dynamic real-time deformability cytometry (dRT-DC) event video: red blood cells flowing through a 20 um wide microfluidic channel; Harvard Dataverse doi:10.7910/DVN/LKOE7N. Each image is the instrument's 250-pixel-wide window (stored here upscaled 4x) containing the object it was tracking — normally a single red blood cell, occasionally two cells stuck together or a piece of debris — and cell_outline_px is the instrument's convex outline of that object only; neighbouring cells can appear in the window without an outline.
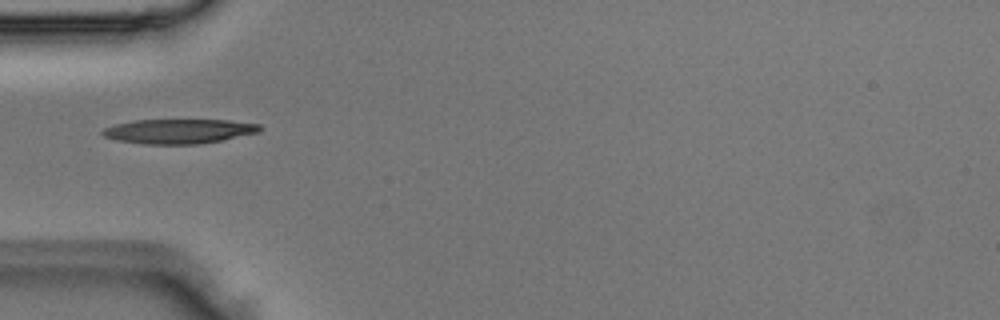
{"species": "Egyptian fruit bat (a non-hibernating species)", "species_latin": "Rousettus aegyptiacus", "temperature_condition": "room temperature", "stored_images_in_passage": 4, "camera_frame_rate_fps": 3000, "um_per_image_px": 0.085, "animal": {"sex": "male"}, "frame": {"image": 1, "passage_image": 4, "time_ms": 1.0, "image_size_px": [1000, 320], "cell_outline_px": [[264, 128], [260, 132], [220, 140], [196, 144], [144, 144], [120, 140], [104, 136], [100, 132], [104, 128], [116, 124], [136, 120], [228, 120], [260, 124]], "centroid_in_image_um": [15.24, 11.15], "position_along_channel_um": 69.8, "area_um2": 22.31}}